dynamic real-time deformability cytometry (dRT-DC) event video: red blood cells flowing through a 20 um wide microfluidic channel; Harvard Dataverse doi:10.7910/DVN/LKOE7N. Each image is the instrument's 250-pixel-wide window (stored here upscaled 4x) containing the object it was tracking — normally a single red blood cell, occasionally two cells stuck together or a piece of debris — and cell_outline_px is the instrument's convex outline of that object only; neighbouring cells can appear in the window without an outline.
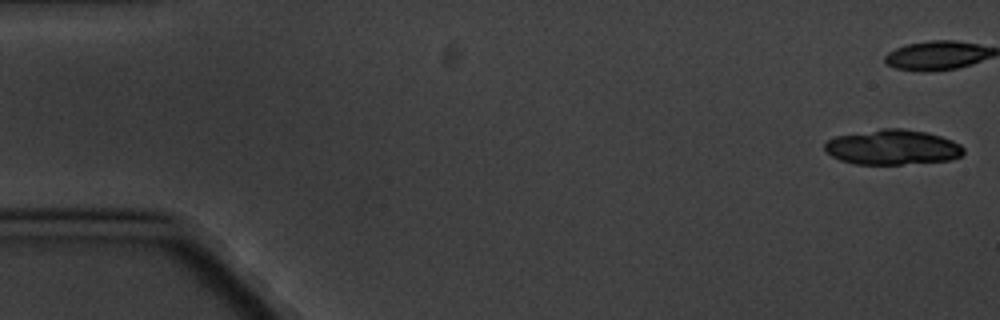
{"species": "common noctule bat (a hibernating species)", "species_latin": "Nyctalus noctula", "temperature_condition": "cold", "stored_images_in_passage": 17, "camera_frame_rate_fps": 3000, "um_per_image_px": 0.085, "animal": {"sex": "male", "body_mass_g": 20.1, "forearm_length_mm": 53.5}, "frame": {"image": 1, "passage_image": 1, "time_ms": 0.0, "image_size_px": [1000, 320], "cell_outline_px": [[964, 152], [960, 156], [952, 160], [904, 164], [856, 164], [840, 160], [832, 156], [824, 148], [824, 144], [828, 140], [836, 136], [884, 128], [904, 128], [928, 132], [952, 140], [960, 144], [964, 148]], "centroid_in_image_um": [75.89, 12.51], "position_along_channel_um": 9.1, "area_um2": 28.38}, "authors_computed_cell_mechanics": {"area_um2": 16.0106, "velocity_mm_per_s": 3.2869, "shape_relaxation_time_tau1_ms": 1.9071, "shape_relaxation_time_tau2_ms": null, "deformation_change_tau1": 0.0588, "deformation_change_tau2": null}}